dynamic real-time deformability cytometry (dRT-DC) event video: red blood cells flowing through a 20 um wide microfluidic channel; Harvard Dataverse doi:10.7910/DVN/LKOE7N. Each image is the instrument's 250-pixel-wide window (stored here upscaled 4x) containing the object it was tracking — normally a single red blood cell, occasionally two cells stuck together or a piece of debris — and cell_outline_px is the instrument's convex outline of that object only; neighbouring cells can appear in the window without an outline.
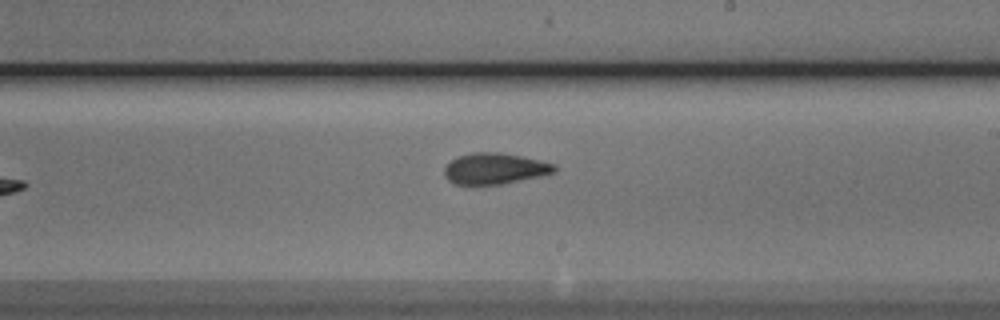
{"species": "Egyptian fruit bat (a non-hibernating species)", "species_latin": "Rousettus aegyptiacus", "temperature_condition": "cold", "stored_images_in_passage": 9, "camera_frame_rate_fps": 3000, "um_per_image_px": 0.085, "animal": {"sex": "male"}, "frame": {"image": 1, "passage_image": 9, "time_ms": 10.667, "image_size_px": [1000, 320], "cell_outline_px": [[556, 172], [540, 176], [504, 184], [476, 188], [472, 188], [452, 184], [444, 176], [444, 168], [456, 156], [476, 152], [500, 152], [540, 160], [556, 164]], "centroid_in_image_um": [42.0, 14.39], "position_along_channel_um": 247.0, "area_um2": 20.81}}